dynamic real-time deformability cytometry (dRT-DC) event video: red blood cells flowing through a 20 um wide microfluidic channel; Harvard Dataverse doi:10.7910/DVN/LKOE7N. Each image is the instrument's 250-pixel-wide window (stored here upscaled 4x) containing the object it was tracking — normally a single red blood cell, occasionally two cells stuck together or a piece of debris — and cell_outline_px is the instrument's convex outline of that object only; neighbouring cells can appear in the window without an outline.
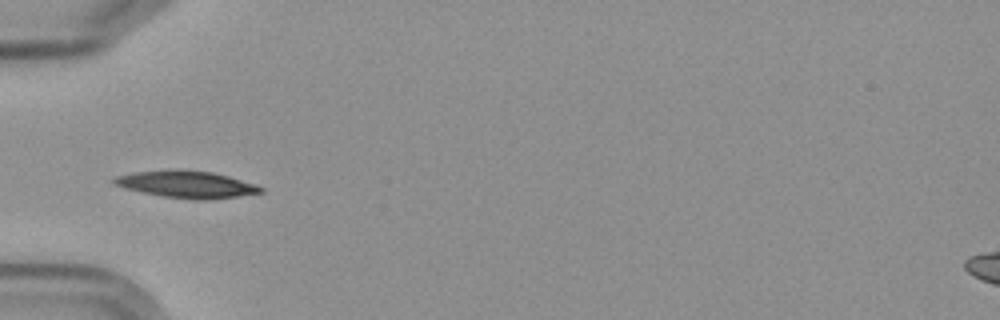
{"species": "Egyptian fruit bat (a non-hibernating species)", "species_latin": "Rousettus aegyptiacus", "temperature_condition": "cold", "stored_images_in_passage": 9, "camera_frame_rate_fps": 3000, "um_per_image_px": 0.085, "frame": {"image": 1, "passage_image": 3, "time_ms": 2.333, "image_size_px": [1000, 320], "cell_outline_px": [[264, 192], [208, 200], [192, 200], [164, 196], [124, 188], [112, 184], [112, 180], [116, 176], [132, 172], [180, 168], [212, 172], [228, 176], [256, 184], [264, 188]], "centroid_in_image_um": [15.85, 15.65], "position_along_channel_um": 69.2, "area_um2": 23.29}}
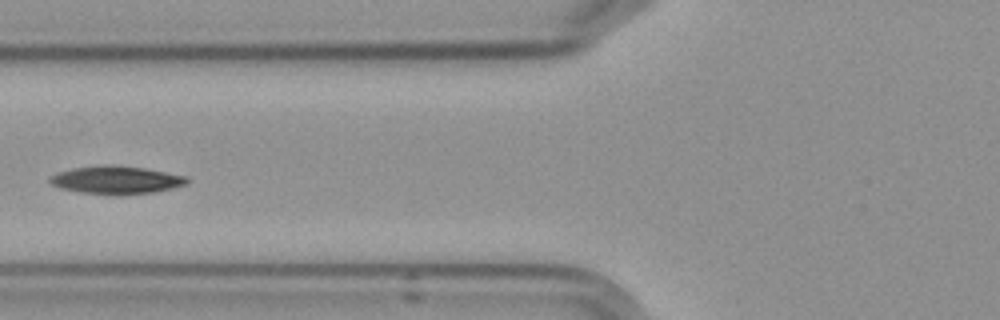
{"frame": {"image": 2, "passage_image": 4, "time_ms": 3.667, "image_size_px": [1000, 320], "cell_outline_px": [[188, 184], [172, 188], [152, 192], [116, 196], [112, 196], [80, 192], [60, 188], [52, 184], [48, 180], [48, 176], [56, 172], [72, 168], [144, 168], [188, 176]], "centroid_in_image_um": [9.88, 15.36], "position_along_channel_um": 115.9, "area_um2": 21.62}}